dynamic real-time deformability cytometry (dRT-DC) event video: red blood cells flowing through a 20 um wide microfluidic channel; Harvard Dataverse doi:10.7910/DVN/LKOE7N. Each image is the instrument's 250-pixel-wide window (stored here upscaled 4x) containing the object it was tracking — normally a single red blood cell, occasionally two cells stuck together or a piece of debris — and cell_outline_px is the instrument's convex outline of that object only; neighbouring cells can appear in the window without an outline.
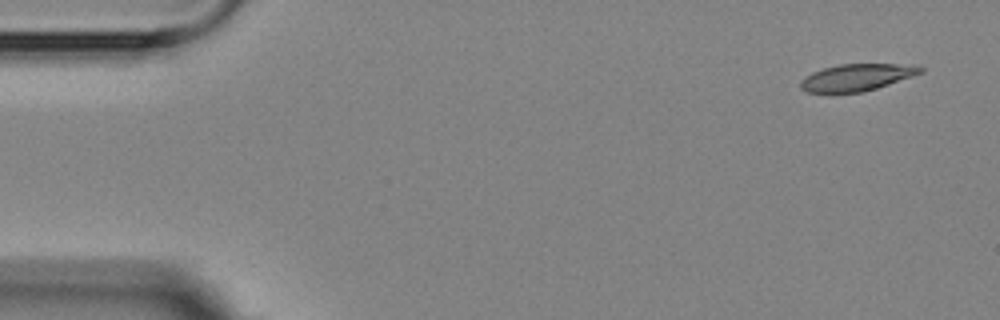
{"species": "Egyptian fruit bat (a non-hibernating species)", "species_latin": "Rousettus aegyptiacus", "temperature_condition": "room temperature", "stored_images_in_passage": 4, "camera_frame_rate_fps": 3000, "um_per_image_px": 0.085, "animal": {"sex": "female"}, "frame": {"image": 1, "passage_image": 1, "time_ms": 0.0, "image_size_px": [1000, 320], "cell_outline_px": [[924, 72], [864, 92], [808, 92], [800, 88], [800, 80], [804, 76], [812, 72], [824, 68], [840, 64], [920, 64], [924, 68]], "centroid_in_image_um": [72.85, 6.56], "position_along_channel_um": 12.1, "area_um2": 18.84}}
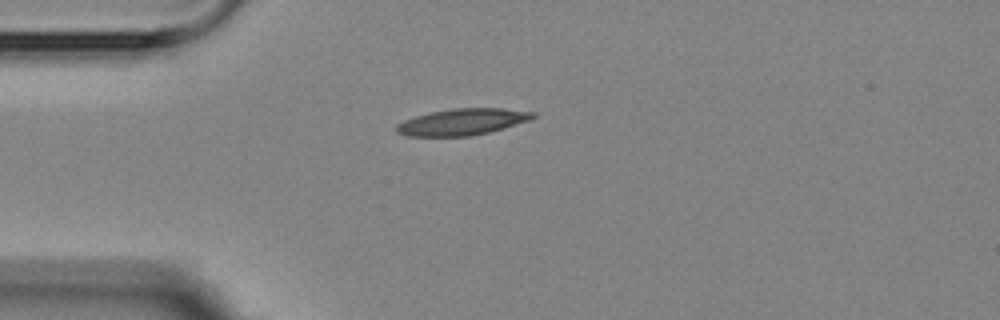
{"frame": {"image": 2, "passage_image": 4, "time_ms": 3.667, "image_size_px": [1000, 320], "cell_outline_px": [[536, 116], [528, 120], [488, 132], [468, 136], [408, 136], [396, 132], [396, 124], [404, 120], [428, 112], [452, 108], [500, 108], [536, 112]], "centroid_in_image_um": [39.25, 10.35], "position_along_channel_um": 45.8, "area_um2": 20.87}}